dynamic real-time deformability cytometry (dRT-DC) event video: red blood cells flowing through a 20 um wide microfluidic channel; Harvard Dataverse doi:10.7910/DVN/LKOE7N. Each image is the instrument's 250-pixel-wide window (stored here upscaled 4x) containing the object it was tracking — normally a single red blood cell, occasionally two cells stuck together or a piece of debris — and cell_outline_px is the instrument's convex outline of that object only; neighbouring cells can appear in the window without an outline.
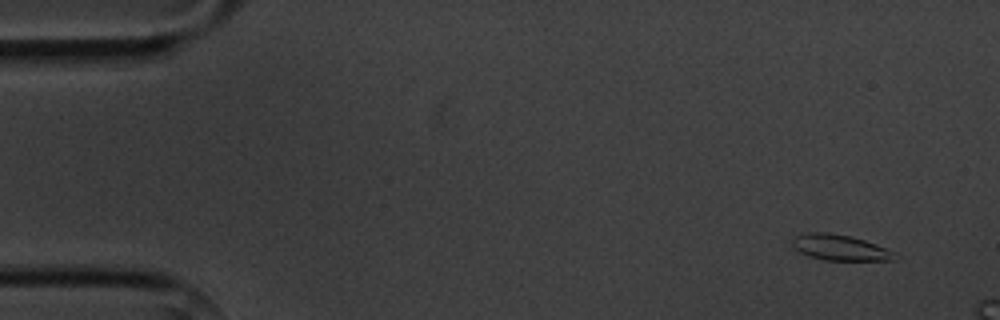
{"species": "common noctule bat (a hibernating species)", "species_latin": "Nyctalus noctula", "temperature_condition": "cold", "stored_images_in_passage": 3, "camera_frame_rate_fps": 3000, "um_per_image_px": 0.085, "animal": {"sex": "male", "body_mass_g": 20.1, "forearm_length_mm": 53.5}, "frame": {"image": 1, "passage_image": 1, "time_ms": 0.0, "image_size_px": [1000, 320], "cell_outline_px": [[900, 256], [896, 260], [824, 260], [808, 256], [800, 252], [792, 244], [792, 240], [796, 236], [804, 232], [828, 232], [852, 236], [876, 244], [896, 252]], "centroid_in_image_um": [71.44, 21.04], "position_along_channel_um": 13.6, "area_um2": 15.55}}